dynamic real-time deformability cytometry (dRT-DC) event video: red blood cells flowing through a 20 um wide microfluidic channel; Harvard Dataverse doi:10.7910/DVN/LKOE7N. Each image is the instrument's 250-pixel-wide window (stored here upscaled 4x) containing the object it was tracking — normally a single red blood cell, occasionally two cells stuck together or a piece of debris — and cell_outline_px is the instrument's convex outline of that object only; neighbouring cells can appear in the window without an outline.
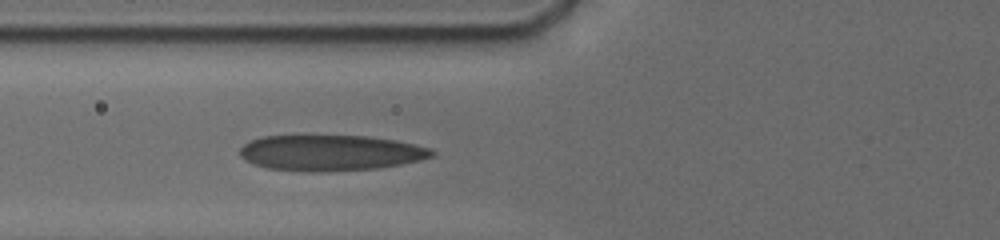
{"species": "human", "species_latin": "Homo sapiens", "temperature_condition": "cold", "stored_images_in_passage": 5, "camera_frame_rate_fps": 3000, "um_per_image_px": 0.085, "donor": {"sex": "male"}, "frame": {"image": 1, "passage_image": 5, "time_ms": 3.333, "image_size_px": [1000, 240], "cell_outline_px": [[436, 152], [432, 156], [420, 160], [400, 164], [376, 168], [312, 172], [308, 172], [268, 168], [252, 164], [244, 160], [240, 156], [240, 148], [248, 140], [264, 136], [368, 136], [396, 140], [432, 148]], "centroid_in_image_um": [28.07, 12.98], "position_along_channel_um": 97.7, "area_um2": 40.0}}